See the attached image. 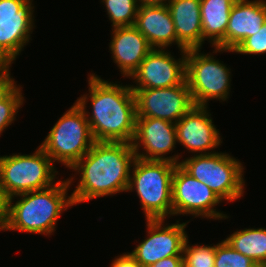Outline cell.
<instances>
[{
  "label": "cell",
  "instance_id": "17",
  "mask_svg": "<svg viewBox=\"0 0 266 267\" xmlns=\"http://www.w3.org/2000/svg\"><path fill=\"white\" fill-rule=\"evenodd\" d=\"M134 26L146 37L153 48L168 49L176 44L187 50L178 40L168 6L140 5Z\"/></svg>",
  "mask_w": 266,
  "mask_h": 267
},
{
  "label": "cell",
  "instance_id": "12",
  "mask_svg": "<svg viewBox=\"0 0 266 267\" xmlns=\"http://www.w3.org/2000/svg\"><path fill=\"white\" fill-rule=\"evenodd\" d=\"M136 117H153L176 123L193 106L187 81L168 88L132 89Z\"/></svg>",
  "mask_w": 266,
  "mask_h": 267
},
{
  "label": "cell",
  "instance_id": "9",
  "mask_svg": "<svg viewBox=\"0 0 266 267\" xmlns=\"http://www.w3.org/2000/svg\"><path fill=\"white\" fill-rule=\"evenodd\" d=\"M33 0H0V64L14 63L34 28Z\"/></svg>",
  "mask_w": 266,
  "mask_h": 267
},
{
  "label": "cell",
  "instance_id": "31",
  "mask_svg": "<svg viewBox=\"0 0 266 267\" xmlns=\"http://www.w3.org/2000/svg\"><path fill=\"white\" fill-rule=\"evenodd\" d=\"M143 6H166L170 0H138Z\"/></svg>",
  "mask_w": 266,
  "mask_h": 267
},
{
  "label": "cell",
  "instance_id": "13",
  "mask_svg": "<svg viewBox=\"0 0 266 267\" xmlns=\"http://www.w3.org/2000/svg\"><path fill=\"white\" fill-rule=\"evenodd\" d=\"M177 132L174 123L153 117H136L135 134L132 141L137 158L142 160L170 161L180 163V154H170L176 147ZM143 147V151L140 148Z\"/></svg>",
  "mask_w": 266,
  "mask_h": 267
},
{
  "label": "cell",
  "instance_id": "14",
  "mask_svg": "<svg viewBox=\"0 0 266 267\" xmlns=\"http://www.w3.org/2000/svg\"><path fill=\"white\" fill-rule=\"evenodd\" d=\"M181 58L175 59L166 49L153 48L131 75L135 80L131 89L168 88L186 81L187 50H180Z\"/></svg>",
  "mask_w": 266,
  "mask_h": 267
},
{
  "label": "cell",
  "instance_id": "18",
  "mask_svg": "<svg viewBox=\"0 0 266 267\" xmlns=\"http://www.w3.org/2000/svg\"><path fill=\"white\" fill-rule=\"evenodd\" d=\"M266 21V1L237 0L225 33V49L234 50L245 38L255 34Z\"/></svg>",
  "mask_w": 266,
  "mask_h": 267
},
{
  "label": "cell",
  "instance_id": "25",
  "mask_svg": "<svg viewBox=\"0 0 266 267\" xmlns=\"http://www.w3.org/2000/svg\"><path fill=\"white\" fill-rule=\"evenodd\" d=\"M22 87L19 85L4 101L0 102V135L16 119V114L24 104Z\"/></svg>",
  "mask_w": 266,
  "mask_h": 267
},
{
  "label": "cell",
  "instance_id": "3",
  "mask_svg": "<svg viewBox=\"0 0 266 267\" xmlns=\"http://www.w3.org/2000/svg\"><path fill=\"white\" fill-rule=\"evenodd\" d=\"M74 180L58 182L48 188L21 193L8 198L7 225L5 231H19L46 236L54 233L63 211L74 206L68 190ZM15 197H20L13 203ZM20 199V200H19Z\"/></svg>",
  "mask_w": 266,
  "mask_h": 267
},
{
  "label": "cell",
  "instance_id": "29",
  "mask_svg": "<svg viewBox=\"0 0 266 267\" xmlns=\"http://www.w3.org/2000/svg\"><path fill=\"white\" fill-rule=\"evenodd\" d=\"M8 198L0 185V231L5 232L7 225Z\"/></svg>",
  "mask_w": 266,
  "mask_h": 267
},
{
  "label": "cell",
  "instance_id": "26",
  "mask_svg": "<svg viewBox=\"0 0 266 267\" xmlns=\"http://www.w3.org/2000/svg\"><path fill=\"white\" fill-rule=\"evenodd\" d=\"M237 54H266V21L255 34L245 38L234 50Z\"/></svg>",
  "mask_w": 266,
  "mask_h": 267
},
{
  "label": "cell",
  "instance_id": "2",
  "mask_svg": "<svg viewBox=\"0 0 266 267\" xmlns=\"http://www.w3.org/2000/svg\"><path fill=\"white\" fill-rule=\"evenodd\" d=\"M135 158L131 143L95 141L70 168L80 174L79 183L71 193L73 204L127 192Z\"/></svg>",
  "mask_w": 266,
  "mask_h": 267
},
{
  "label": "cell",
  "instance_id": "4",
  "mask_svg": "<svg viewBox=\"0 0 266 267\" xmlns=\"http://www.w3.org/2000/svg\"><path fill=\"white\" fill-rule=\"evenodd\" d=\"M177 164L135 158L127 192L135 190L146 220L173 216L172 178Z\"/></svg>",
  "mask_w": 266,
  "mask_h": 267
},
{
  "label": "cell",
  "instance_id": "7",
  "mask_svg": "<svg viewBox=\"0 0 266 267\" xmlns=\"http://www.w3.org/2000/svg\"><path fill=\"white\" fill-rule=\"evenodd\" d=\"M94 142L85 113L75 102L58 119L40 146L53 162L70 169Z\"/></svg>",
  "mask_w": 266,
  "mask_h": 267
},
{
  "label": "cell",
  "instance_id": "21",
  "mask_svg": "<svg viewBox=\"0 0 266 267\" xmlns=\"http://www.w3.org/2000/svg\"><path fill=\"white\" fill-rule=\"evenodd\" d=\"M225 240L235 251L251 258L259 267H266V228L237 230Z\"/></svg>",
  "mask_w": 266,
  "mask_h": 267
},
{
  "label": "cell",
  "instance_id": "20",
  "mask_svg": "<svg viewBox=\"0 0 266 267\" xmlns=\"http://www.w3.org/2000/svg\"><path fill=\"white\" fill-rule=\"evenodd\" d=\"M237 0H201L200 12L205 40L212 46L225 49V33L228 26L230 11Z\"/></svg>",
  "mask_w": 266,
  "mask_h": 267
},
{
  "label": "cell",
  "instance_id": "23",
  "mask_svg": "<svg viewBox=\"0 0 266 267\" xmlns=\"http://www.w3.org/2000/svg\"><path fill=\"white\" fill-rule=\"evenodd\" d=\"M188 237L183 249V264L186 267H214L217 244L192 245Z\"/></svg>",
  "mask_w": 266,
  "mask_h": 267
},
{
  "label": "cell",
  "instance_id": "15",
  "mask_svg": "<svg viewBox=\"0 0 266 267\" xmlns=\"http://www.w3.org/2000/svg\"><path fill=\"white\" fill-rule=\"evenodd\" d=\"M207 108L194 105L175 123L177 143L194 155L216 153L214 150L222 143L219 129L213 124Z\"/></svg>",
  "mask_w": 266,
  "mask_h": 267
},
{
  "label": "cell",
  "instance_id": "6",
  "mask_svg": "<svg viewBox=\"0 0 266 267\" xmlns=\"http://www.w3.org/2000/svg\"><path fill=\"white\" fill-rule=\"evenodd\" d=\"M179 165L208 186L221 200L234 202L243 197L244 166L228 153L195 154L181 160Z\"/></svg>",
  "mask_w": 266,
  "mask_h": 267
},
{
  "label": "cell",
  "instance_id": "5",
  "mask_svg": "<svg viewBox=\"0 0 266 267\" xmlns=\"http://www.w3.org/2000/svg\"><path fill=\"white\" fill-rule=\"evenodd\" d=\"M37 148L33 154L0 156V185L7 198L42 190L58 182L55 163L40 145Z\"/></svg>",
  "mask_w": 266,
  "mask_h": 267
},
{
  "label": "cell",
  "instance_id": "19",
  "mask_svg": "<svg viewBox=\"0 0 266 267\" xmlns=\"http://www.w3.org/2000/svg\"><path fill=\"white\" fill-rule=\"evenodd\" d=\"M201 0H170L167 4L177 40L188 49H202Z\"/></svg>",
  "mask_w": 266,
  "mask_h": 267
},
{
  "label": "cell",
  "instance_id": "22",
  "mask_svg": "<svg viewBox=\"0 0 266 267\" xmlns=\"http://www.w3.org/2000/svg\"><path fill=\"white\" fill-rule=\"evenodd\" d=\"M112 28L133 26L139 9L138 0H101Z\"/></svg>",
  "mask_w": 266,
  "mask_h": 267
},
{
  "label": "cell",
  "instance_id": "11",
  "mask_svg": "<svg viewBox=\"0 0 266 267\" xmlns=\"http://www.w3.org/2000/svg\"><path fill=\"white\" fill-rule=\"evenodd\" d=\"M164 219L146 220V239L130 253L142 266L148 267L164 258L183 256L185 241L188 237L185 229L189 222L164 224Z\"/></svg>",
  "mask_w": 266,
  "mask_h": 267
},
{
  "label": "cell",
  "instance_id": "10",
  "mask_svg": "<svg viewBox=\"0 0 266 267\" xmlns=\"http://www.w3.org/2000/svg\"><path fill=\"white\" fill-rule=\"evenodd\" d=\"M221 202L208 186L176 165L172 178L173 216L189 214L214 220L229 218L218 209L216 211L215 207Z\"/></svg>",
  "mask_w": 266,
  "mask_h": 267
},
{
  "label": "cell",
  "instance_id": "8",
  "mask_svg": "<svg viewBox=\"0 0 266 267\" xmlns=\"http://www.w3.org/2000/svg\"><path fill=\"white\" fill-rule=\"evenodd\" d=\"M213 51L204 54L201 48L187 50L186 81L195 106H207L215 99L226 101L230 96L231 69L213 55L233 50L215 47Z\"/></svg>",
  "mask_w": 266,
  "mask_h": 267
},
{
  "label": "cell",
  "instance_id": "27",
  "mask_svg": "<svg viewBox=\"0 0 266 267\" xmlns=\"http://www.w3.org/2000/svg\"><path fill=\"white\" fill-rule=\"evenodd\" d=\"M12 64H0V102L4 101L19 85L10 76Z\"/></svg>",
  "mask_w": 266,
  "mask_h": 267
},
{
  "label": "cell",
  "instance_id": "24",
  "mask_svg": "<svg viewBox=\"0 0 266 267\" xmlns=\"http://www.w3.org/2000/svg\"><path fill=\"white\" fill-rule=\"evenodd\" d=\"M214 267H259L251 258L235 251L224 239L216 246Z\"/></svg>",
  "mask_w": 266,
  "mask_h": 267
},
{
  "label": "cell",
  "instance_id": "1",
  "mask_svg": "<svg viewBox=\"0 0 266 267\" xmlns=\"http://www.w3.org/2000/svg\"><path fill=\"white\" fill-rule=\"evenodd\" d=\"M88 76L90 95H82L76 103L85 113L94 141L132 143L136 125V101L130 84L124 86L120 82L103 80L94 73ZM88 99L91 113L86 109Z\"/></svg>",
  "mask_w": 266,
  "mask_h": 267
},
{
  "label": "cell",
  "instance_id": "30",
  "mask_svg": "<svg viewBox=\"0 0 266 267\" xmlns=\"http://www.w3.org/2000/svg\"><path fill=\"white\" fill-rule=\"evenodd\" d=\"M148 267H183V256L167 257Z\"/></svg>",
  "mask_w": 266,
  "mask_h": 267
},
{
  "label": "cell",
  "instance_id": "28",
  "mask_svg": "<svg viewBox=\"0 0 266 267\" xmlns=\"http://www.w3.org/2000/svg\"><path fill=\"white\" fill-rule=\"evenodd\" d=\"M110 267H142L135 258L129 253H123L115 257Z\"/></svg>",
  "mask_w": 266,
  "mask_h": 267
},
{
  "label": "cell",
  "instance_id": "16",
  "mask_svg": "<svg viewBox=\"0 0 266 267\" xmlns=\"http://www.w3.org/2000/svg\"><path fill=\"white\" fill-rule=\"evenodd\" d=\"M111 33V57L122 76L130 79L153 47L134 25L112 28Z\"/></svg>",
  "mask_w": 266,
  "mask_h": 267
}]
</instances>
